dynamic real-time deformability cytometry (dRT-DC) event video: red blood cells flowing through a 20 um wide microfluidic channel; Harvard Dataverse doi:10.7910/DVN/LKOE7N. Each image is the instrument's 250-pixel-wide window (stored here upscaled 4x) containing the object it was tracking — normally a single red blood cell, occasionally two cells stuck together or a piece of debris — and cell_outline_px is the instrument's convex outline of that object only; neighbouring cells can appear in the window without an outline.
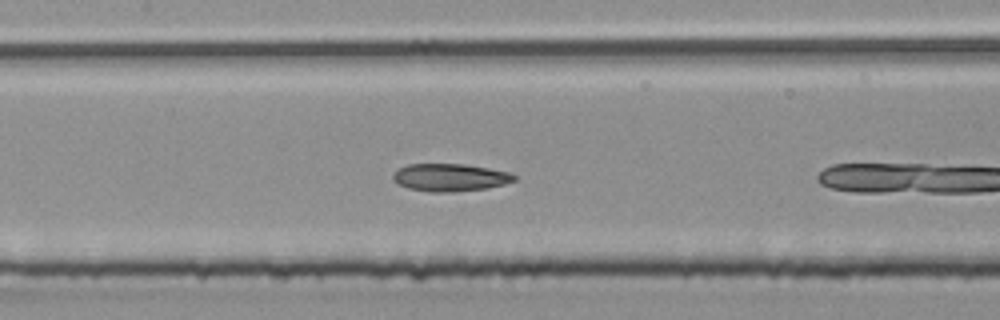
{"species": "common noctule bat (a hibernating species)", "species_latin": "Nyctalus noctula", "temperature_condition": "room temperature", "stored_images_in_passage": 10, "camera_frame_rate_fps": 3000, "um_per_image_px": 0.085, "animal": {"sex": "male", "body_mass_g": 20.4}, "frame": {"image": 1, "passage_image": 9, "time_ms": 2.667, "image_size_px": [1000, 320], "cell_outline_px": [[516, 180], [504, 184], [484, 188], [452, 192], [428, 192], [408, 188], [396, 184], [392, 180], [392, 172], [408, 164], [464, 164], [488, 168], [508, 172], [516, 176]], "centroid_in_image_um": [38.19, 15.08], "position_along_channel_um": 169.2, "area_um2": 19.54}}